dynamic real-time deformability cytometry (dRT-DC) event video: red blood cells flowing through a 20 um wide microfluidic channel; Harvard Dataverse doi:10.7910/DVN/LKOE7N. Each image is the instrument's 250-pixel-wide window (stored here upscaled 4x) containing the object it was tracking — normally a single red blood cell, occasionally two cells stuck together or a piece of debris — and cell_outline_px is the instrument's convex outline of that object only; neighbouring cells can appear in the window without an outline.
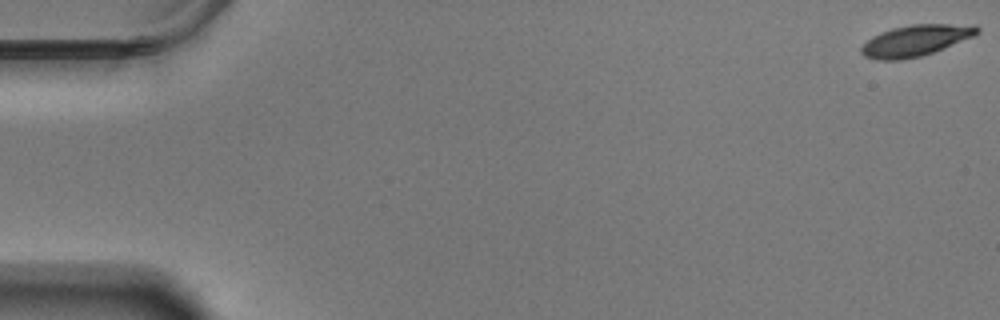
{"species": "Egyptian fruit bat (a non-hibernating species)", "species_latin": "Rousettus aegyptiacus", "temperature_condition": "warm", "stored_images_in_passage": 15, "camera_frame_rate_fps": 3000, "um_per_image_px": 0.085, "animal": {"sex": "male"}, "frame": {"image": 1, "passage_image": 1, "time_ms": 0.0, "image_size_px": [1000, 320], "cell_outline_px": [[980, 32], [972, 36], [932, 52], [920, 56], [900, 60], [876, 60], [864, 56], [860, 52], [860, 48], [872, 36], [880, 32], [892, 28], [912, 24], [976, 24], [980, 28]], "centroid_in_image_um": [77.8, 3.43], "position_along_channel_um": 7.2, "area_um2": 20.92}}
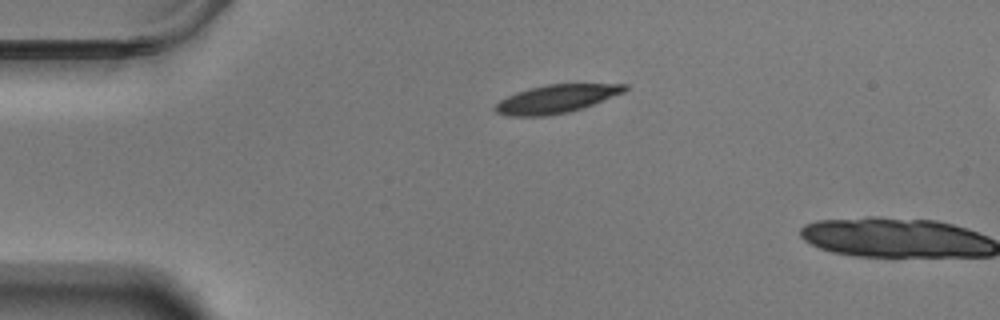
{"frame": {"image": 2, "passage_image": 14, "time_ms": 4.333, "image_size_px": [1000, 320], "cell_outline_px": [[628, 88], [624, 92], [584, 108], [568, 112], [548, 116], [508, 116], [496, 112], [492, 108], [500, 100], [516, 92], [548, 84], [628, 84]], "centroid_in_image_um": [47.28, 8.41], "position_along_channel_um": 37.7, "area_um2": 21.27}}